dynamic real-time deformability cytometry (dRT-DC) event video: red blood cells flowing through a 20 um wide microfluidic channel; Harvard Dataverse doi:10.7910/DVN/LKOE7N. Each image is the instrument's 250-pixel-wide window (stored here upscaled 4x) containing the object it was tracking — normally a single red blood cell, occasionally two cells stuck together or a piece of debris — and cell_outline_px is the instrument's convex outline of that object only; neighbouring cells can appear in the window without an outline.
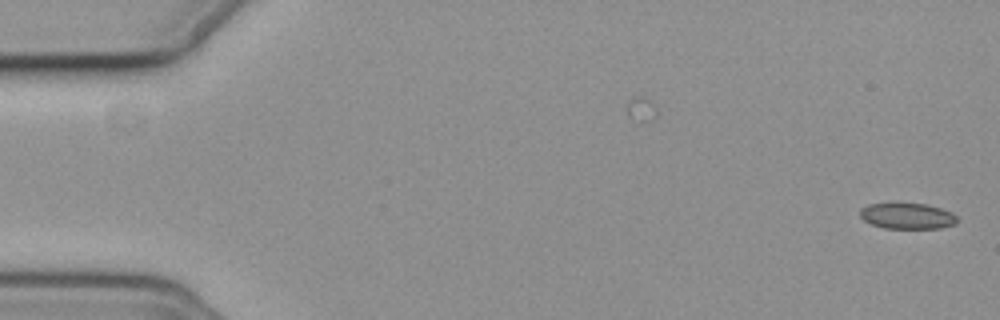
{"species": "common noctule bat (a hibernating species)", "species_latin": "Nyctalus noctula", "temperature_condition": "cold", "stored_images_in_passage": 15, "camera_frame_rate_fps": 3000, "um_per_image_px": 0.085, "animal": {"sex": "female", "body_mass_g": 19.3, "forearm_length_mm": 54.1}, "frame": {"image": 1, "passage_image": 1, "time_ms": 0.0, "image_size_px": [1000, 320], "cell_outline_px": [[956, 224], [940, 228], [884, 228], [872, 224], [864, 220], [860, 216], [860, 208], [868, 204], [924, 204], [940, 208], [952, 212], [956, 216]], "centroid_in_image_um": [77.11, 18.37], "position_along_channel_um": 7.9, "area_um2": 14.45}}
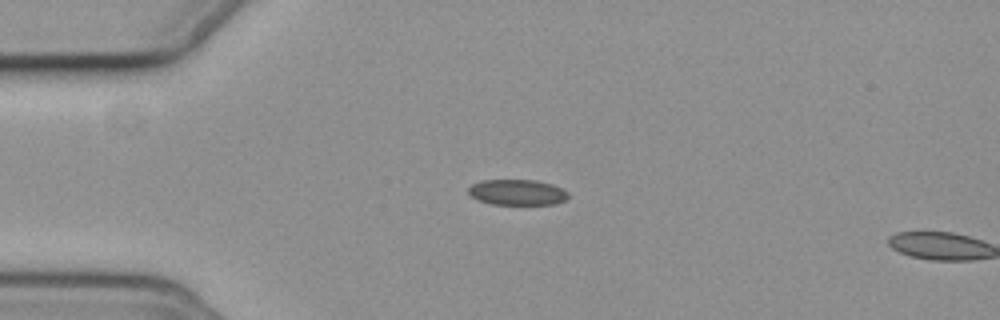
{"frame": {"image": 2, "passage_image": 14, "time_ms": 4.333, "image_size_px": [1000, 320], "cell_outline_px": [[568, 196], [564, 200], [556, 204], [492, 204], [476, 200], [468, 192], [468, 188], [472, 184], [480, 180], [536, 180], [552, 184], [568, 192]], "centroid_in_image_um": [43.94, 16.34], "position_along_channel_um": 41.1, "area_um2": 14.91}}